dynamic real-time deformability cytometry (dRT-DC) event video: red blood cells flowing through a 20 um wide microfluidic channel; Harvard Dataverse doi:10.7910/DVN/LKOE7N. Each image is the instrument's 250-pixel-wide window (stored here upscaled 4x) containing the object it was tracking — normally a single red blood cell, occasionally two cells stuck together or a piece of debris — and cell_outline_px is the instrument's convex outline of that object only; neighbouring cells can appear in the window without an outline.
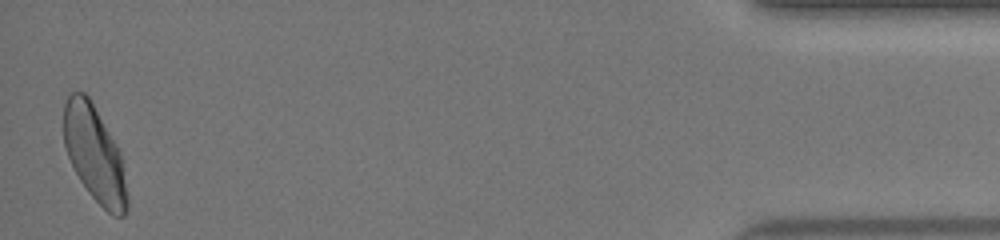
{"species": "human", "species_latin": "Homo sapiens", "temperature_condition": "warm", "stored_images_in_passage": 37, "camera_frame_rate_fps": 3000, "um_per_image_px": 0.085, "donor": {"sex": "female"}, "frame": {"image": 1, "passage_image": 37, "time_ms": 12.333, "image_size_px": [1000, 240], "cell_outline_px": [[128, 208], [124, 216], [112, 216], [88, 192], [80, 180], [68, 156], [64, 144], [64, 104], [68, 96], [72, 92], [84, 92], [88, 96], [120, 152], [128, 196]], "centroid_in_image_um": [8.04, 13.12], "position_along_channel_um": 427.2, "area_um2": 34.85}, "authors_computed_cell_mechanics": {"area_um2": 34.6222, "velocity_mm_per_s": 4.0244, "shape_relaxation_time_tau1_ms": 4.8067, "shape_relaxation_time_tau2_ms": 1.3897, "deformation_change_tau1": 0.1577, "deformation_change_tau2": 0.0618}}